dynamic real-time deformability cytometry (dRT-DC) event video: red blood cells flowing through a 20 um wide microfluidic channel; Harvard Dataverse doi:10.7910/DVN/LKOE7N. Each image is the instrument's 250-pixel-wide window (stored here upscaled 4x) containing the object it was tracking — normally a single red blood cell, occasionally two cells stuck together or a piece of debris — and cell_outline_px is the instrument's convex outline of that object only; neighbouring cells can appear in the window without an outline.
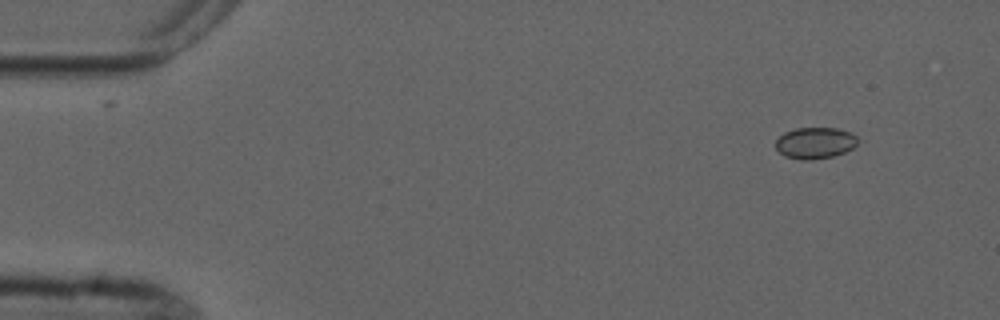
{"species": "common noctule bat (a hibernating species)", "species_latin": "Nyctalus noctula", "temperature_condition": "cold", "stored_images_in_passage": 6, "camera_frame_rate_fps": 3000, "um_per_image_px": 0.085, "animal": {"sex": "male", "forearm_length_mm": 52.5}, "frame": {"image": 1, "passage_image": 2, "time_ms": 1.0, "image_size_px": [1000, 320], "cell_outline_px": [[856, 144], [852, 148], [844, 152], [832, 156], [812, 160], [800, 160], [784, 156], [776, 148], [776, 140], [784, 132], [796, 128], [836, 128], [852, 132], [856, 136]], "centroid_in_image_um": [69.26, 12.15], "position_along_channel_um": 15.7, "area_um2": 14.97}}
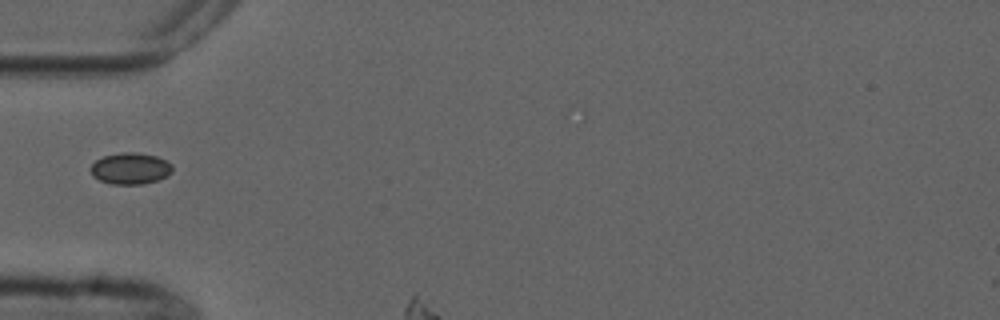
{"frame": {"image": 2, "passage_image": 5, "time_ms": 5.333, "image_size_px": [1000, 320], "cell_outline_px": [[172, 172], [156, 180], [140, 184], [112, 184], [100, 180], [92, 176], [88, 168], [96, 160], [104, 156], [124, 152], [136, 152], [156, 156], [172, 164]], "centroid_in_image_um": [11.04, 14.31], "position_along_channel_um": 74.0, "area_um2": 14.85}}